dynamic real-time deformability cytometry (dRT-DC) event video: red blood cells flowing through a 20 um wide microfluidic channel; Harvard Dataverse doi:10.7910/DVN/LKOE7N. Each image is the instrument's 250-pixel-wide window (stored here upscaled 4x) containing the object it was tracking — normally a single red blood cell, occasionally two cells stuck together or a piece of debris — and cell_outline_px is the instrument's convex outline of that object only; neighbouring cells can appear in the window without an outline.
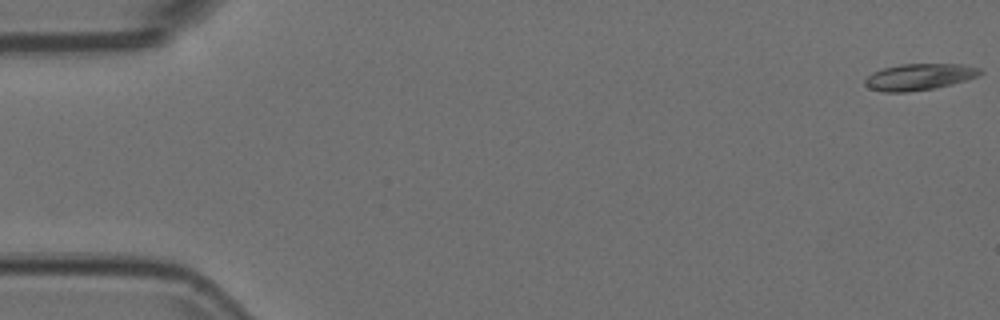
{"species": "Egyptian fruit bat (a non-hibernating species)", "species_latin": "Rousettus aegyptiacus", "temperature_condition": "room temperature", "stored_images_in_passage": 52, "camera_frame_rate_fps": 3000, "um_per_image_px": 0.085, "animal": {"sex": "female"}, "frame": {"image": 1, "passage_image": 1, "time_ms": 0.0, "image_size_px": [1000, 320], "cell_outline_px": [[984, 72], [976, 76], [952, 84], [936, 88], [908, 92], [884, 92], [868, 88], [864, 84], [864, 80], [872, 72], [884, 68], [900, 64], [964, 64], [980, 68]], "centroid_in_image_um": [78.12, 6.53], "position_along_channel_um": 6.9, "area_um2": 17.8}}
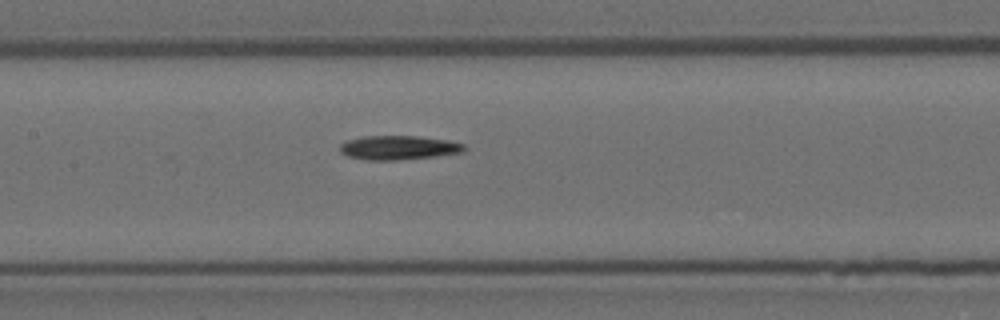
{"frame": {"image": 2, "passage_image": 26, "time_ms": 8.333, "image_size_px": [1000, 320], "cell_outline_px": [[468, 148], [460, 152], [432, 156], [396, 160], [368, 160], [348, 156], [340, 152], [340, 144], [348, 140], [364, 136], [420, 136], [448, 140], [464, 144]], "centroid_in_image_um": [33.86, 12.54], "position_along_channel_um": 173.5, "area_um2": 17.28}}
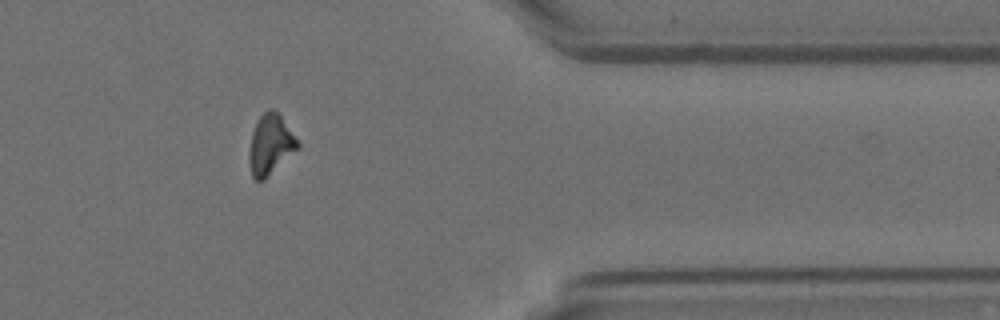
{"frame": {"image": 3, "passage_image": 45, "time_ms": 14.667, "image_size_px": [1000, 320], "cell_outline_px": [[300, 148], [264, 180], [256, 180], [252, 176], [248, 160], [248, 152], [252, 132], [260, 116], [268, 108], [272, 108], [280, 116], [300, 144]], "centroid_in_image_um": [22.97, 12.32], "position_along_channel_um": 388.4, "area_um2": 16.94}}